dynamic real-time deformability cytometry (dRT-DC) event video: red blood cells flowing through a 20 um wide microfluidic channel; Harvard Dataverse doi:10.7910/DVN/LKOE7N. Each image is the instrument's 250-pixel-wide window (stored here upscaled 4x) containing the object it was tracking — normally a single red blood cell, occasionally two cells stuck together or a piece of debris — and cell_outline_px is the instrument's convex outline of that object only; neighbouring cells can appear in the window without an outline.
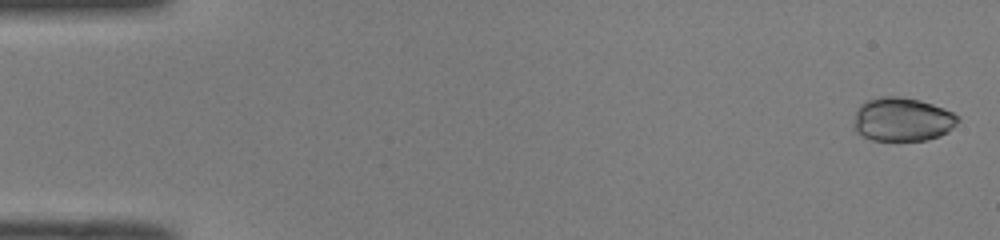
{"species": "common noctule bat (a hibernating species)", "species_latin": "Nyctalus noctula", "temperature_condition": "room temperature", "stored_images_in_passage": 50, "camera_frame_rate_fps": 3000, "um_per_image_px": 0.085, "animal": {"sex": "male", "body_mass_g": 19.0, "forearm_length_mm": 50.8}, "frame": {"image": 1, "passage_image": 1, "time_ms": 0.0, "image_size_px": [1000, 240], "cell_outline_px": [[960, 120], [948, 132], [940, 136], [928, 140], [872, 140], [856, 132], [852, 128], [852, 124], [856, 108], [860, 104], [868, 100], [880, 96], [900, 96], [920, 100], [944, 108], [960, 116]], "centroid_in_image_um": [76.68, 10.14], "position_along_channel_um": 8.3, "area_um2": 26.93}}
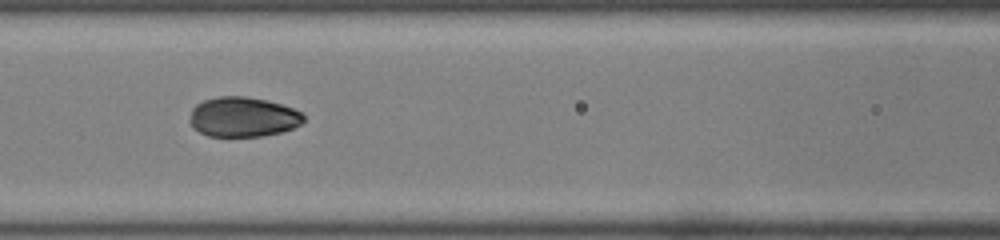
{"frame": {"image": 2, "passage_image": 22, "time_ms": 7.0, "image_size_px": [1000, 240], "cell_outline_px": [[304, 120], [300, 124], [292, 128], [280, 132], [260, 136], [208, 136], [192, 128], [188, 120], [192, 108], [196, 104], [204, 100], [220, 96], [244, 96], [268, 100], [292, 108], [300, 112], [304, 116]], "centroid_in_image_um": [20.61, 9.94], "position_along_channel_um": 146.0, "area_um2": 26.47}}
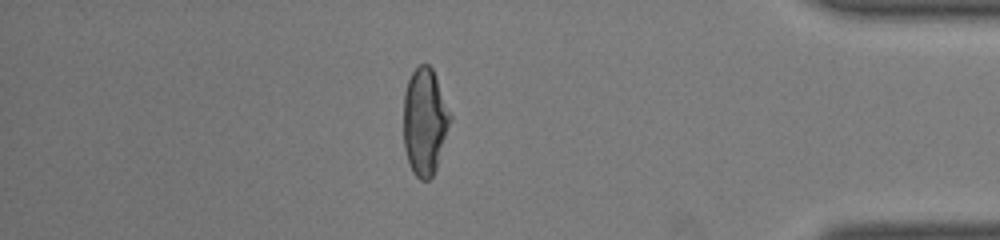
{"frame": {"image": 3, "passage_image": 43, "time_ms": 14.0, "image_size_px": [1000, 240], "cell_outline_px": [[452, 120], [436, 168], [432, 176], [428, 180], [420, 180], [412, 172], [408, 164], [404, 148], [404, 92], [408, 80], [412, 72], [420, 64], [428, 64], [432, 68], [452, 116]], "centroid_in_image_um": [36.1, 10.35], "position_along_channel_um": 399.1, "area_um2": 29.19}, "authors_computed_cell_mechanics": {"area_um2": 27.3394, "velocity_mm_per_s": 4.1007, "shape_relaxation_time_tau1_ms": 4.9423, "shape_relaxation_time_tau2_ms": 2.6592, "deformation_change_tau1": 0.1525, "deformation_change_tau2": 0.0401}}